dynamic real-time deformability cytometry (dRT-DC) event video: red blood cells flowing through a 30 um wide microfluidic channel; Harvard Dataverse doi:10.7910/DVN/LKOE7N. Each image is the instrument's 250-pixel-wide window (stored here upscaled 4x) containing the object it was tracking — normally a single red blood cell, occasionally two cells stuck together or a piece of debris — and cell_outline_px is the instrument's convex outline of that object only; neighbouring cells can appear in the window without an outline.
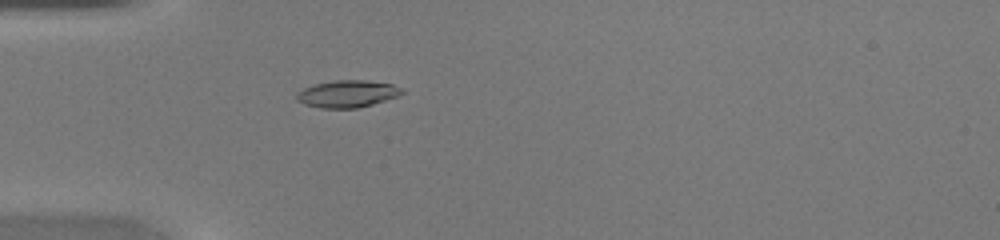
{"species": "common noctule bat (a hibernating species)", "species_latin": "Nyctalus noctula", "temperature_condition": "warm", "stored_images_in_passage": 34, "camera_frame_rate_fps": 3000, "um_per_image_px": 0.085, "animal": {"sex": "female", "body_mass_g": 20.0, "forearm_length_mm": 54.0}, "frame": {"image": 1, "passage_image": 3, "time_ms": 0.667, "image_size_px": [1000, 240], "cell_outline_px": [[404, 92], [396, 96], [372, 104], [356, 108], [320, 108], [304, 104], [296, 100], [296, 92], [304, 88], [316, 84], [336, 80], [368, 80], [392, 84], [400, 88]], "centroid_in_image_um": [29.48, 7.97], "position_along_channel_um": 55.5, "area_um2": 16.47}}
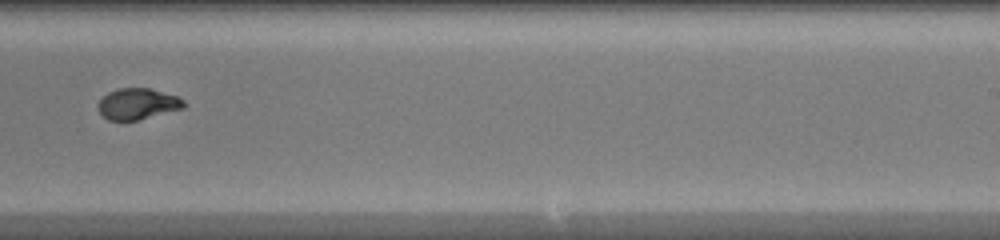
{"frame": {"image": 2, "passage_image": 18, "time_ms": 5.667, "image_size_px": [1000, 240], "cell_outline_px": [[188, 104], [184, 108], [136, 120], [108, 120], [100, 112], [96, 104], [108, 92], [116, 88], [148, 88], [180, 96]], "centroid_in_image_um": [11.73, 8.81], "position_along_channel_um": 277.3, "area_um2": 15.61}}
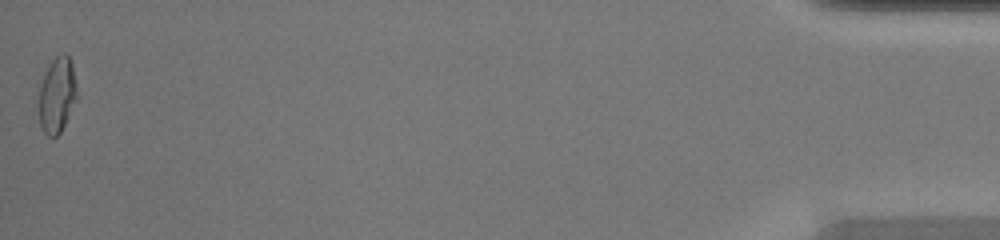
{"frame": {"image": 3, "passage_image": 34, "time_ms": 11.0, "image_size_px": [1000, 240], "cell_outline_px": [[80, 96], [60, 132], [56, 136], [48, 136], [44, 132], [40, 124], [40, 84], [44, 72], [52, 60], [56, 56], [64, 52], [68, 56], [72, 64]], "centroid_in_image_um": [4.9, 8.04], "position_along_channel_um": 430.3, "area_um2": 16.99}}